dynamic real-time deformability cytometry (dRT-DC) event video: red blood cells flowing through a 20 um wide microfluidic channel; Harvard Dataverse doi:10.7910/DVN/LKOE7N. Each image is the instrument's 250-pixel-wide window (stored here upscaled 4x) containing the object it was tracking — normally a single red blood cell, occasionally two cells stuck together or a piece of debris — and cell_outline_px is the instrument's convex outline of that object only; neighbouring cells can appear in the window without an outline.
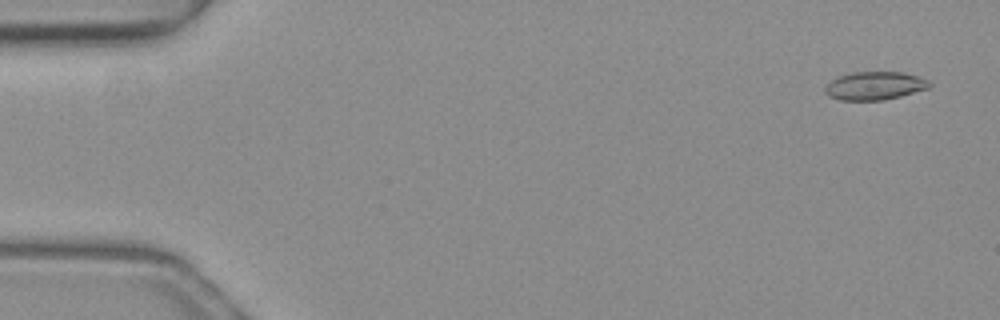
{"species": "common noctule bat (a hibernating species)", "species_latin": "Nyctalus noctula", "temperature_condition": "warm", "stored_images_in_passage": 52, "camera_frame_rate_fps": 3000, "um_per_image_px": 0.085, "animal": {"sex": "female", "body_mass_g": 19.3, "forearm_length_mm": 54.1}, "frame": {"image": 1, "passage_image": 3, "time_ms": 0.667, "image_size_px": [1000, 320], "cell_outline_px": [[932, 84], [928, 88], [900, 96], [884, 100], [840, 100], [828, 96], [824, 92], [824, 88], [832, 80], [840, 76], [852, 72], [900, 72], [916, 76], [928, 80]], "centroid_in_image_um": [74.33, 7.3], "position_along_channel_um": 10.7, "area_um2": 16.99}}
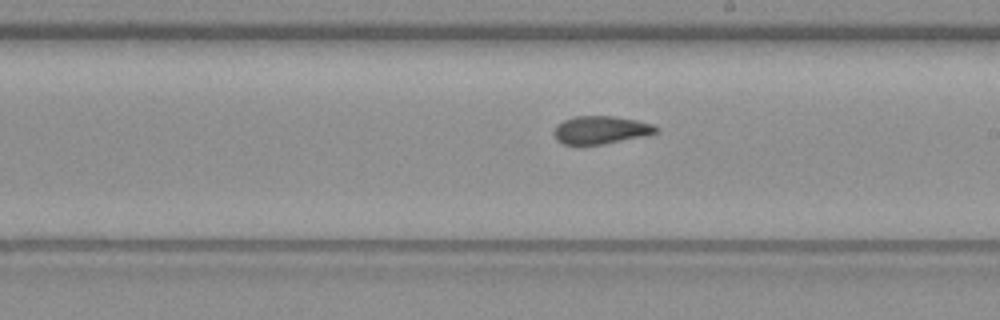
{"frame": {"image": 2, "passage_image": 30, "time_ms": 9.667, "image_size_px": [1000, 320], "cell_outline_px": [[660, 132], [648, 136], [604, 144], [564, 144], [556, 140], [552, 132], [556, 124], [564, 120], [576, 116], [612, 116], [636, 120], [652, 124], [660, 128]], "centroid_in_image_um": [51.1, 11.05], "position_along_channel_um": 237.9, "area_um2": 16.88}}
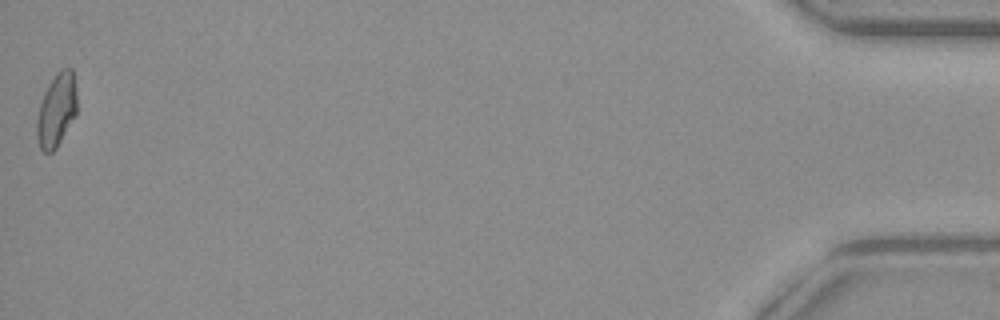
{"frame": {"image": 3, "passage_image": 52, "time_ms": 17.0, "image_size_px": [1000, 320], "cell_outline_px": [[76, 116], [56, 148], [52, 152], [44, 152], [40, 148], [36, 136], [36, 120], [40, 104], [44, 92], [48, 84], [56, 72], [60, 68], [72, 68], [76, 92]], "centroid_in_image_um": [4.79, 9.35], "position_along_channel_um": 430.4, "area_um2": 17.28}, "authors_computed_cell_mechanics": {"area_um2": 17.0221, "velocity_mm_per_s": 4.0128, "shape_relaxation_time_tau1_ms": null, "shape_relaxation_time_tau2_ms": 1.9233, "deformation_change_tau1": null, "deformation_change_tau2": 0.0841}}